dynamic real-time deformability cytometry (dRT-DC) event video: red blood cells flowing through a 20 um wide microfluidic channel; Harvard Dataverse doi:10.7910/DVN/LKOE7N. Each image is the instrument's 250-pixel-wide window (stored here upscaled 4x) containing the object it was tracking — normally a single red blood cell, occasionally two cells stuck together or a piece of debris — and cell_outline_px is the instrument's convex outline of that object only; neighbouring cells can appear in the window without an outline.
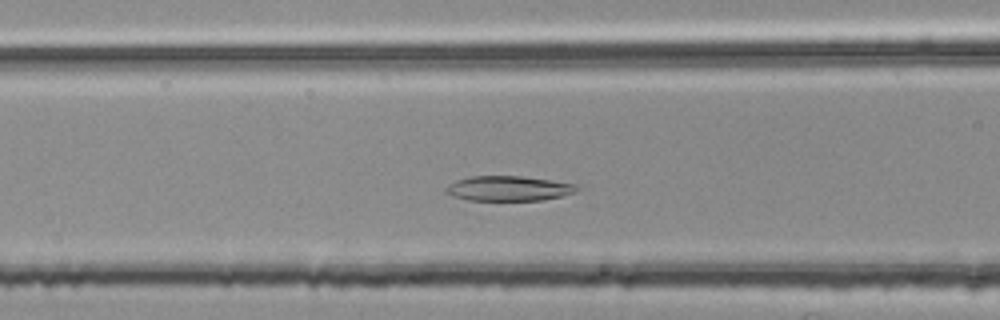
{"species": "common noctule bat (a hibernating species)", "species_latin": "Nyctalus noctula", "temperature_condition": "room temperature", "stored_images_in_passage": 25, "camera_frame_rate_fps": 3000, "um_per_image_px": 0.085, "animal": {"sex": "female", "body_mass_g": 25.1}, "frame": {"image": 1, "passage_image": 11, "time_ms": 3.333, "image_size_px": [1000, 320], "cell_outline_px": [[580, 188], [576, 192], [544, 200], [468, 200], [452, 196], [444, 192], [444, 188], [448, 184], [456, 180], [468, 176], [520, 176], [576, 184]], "centroid_in_image_um": [43.18, 16.02], "position_along_channel_um": 123.4, "area_um2": 19.07}}
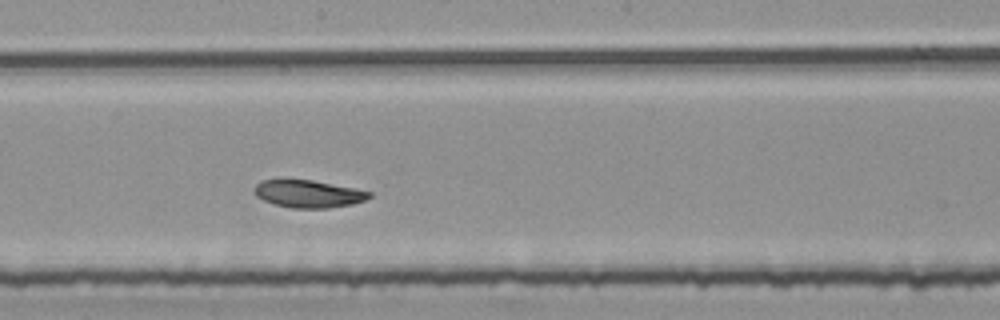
{"frame": {"image": 2, "passage_image": 19, "time_ms": 6.0, "image_size_px": [1000, 320], "cell_outline_px": [[372, 196], [364, 200], [352, 204], [328, 208], [292, 208], [276, 204], [264, 200], [256, 196], [256, 184], [260, 180], [312, 180], [372, 192]], "centroid_in_image_um": [26.23, 16.48], "position_along_channel_um": 222.0, "area_um2": 18.03}}
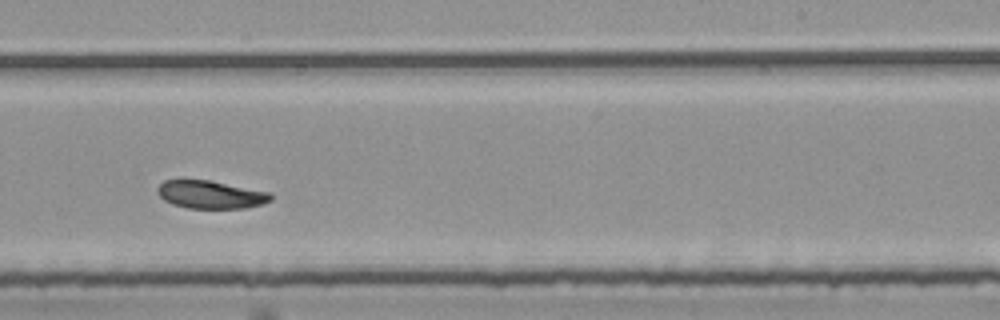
{"frame": {"image": 3, "passage_image": 23, "time_ms": 7.333, "image_size_px": [1000, 320], "cell_outline_px": [[272, 200], [264, 204], [244, 208], [188, 208], [172, 204], [164, 200], [156, 192], [156, 188], [164, 180], [208, 180], [268, 192], [272, 196]], "centroid_in_image_um": [17.88, 16.55], "position_along_channel_um": 271.1, "area_um2": 18.32}}